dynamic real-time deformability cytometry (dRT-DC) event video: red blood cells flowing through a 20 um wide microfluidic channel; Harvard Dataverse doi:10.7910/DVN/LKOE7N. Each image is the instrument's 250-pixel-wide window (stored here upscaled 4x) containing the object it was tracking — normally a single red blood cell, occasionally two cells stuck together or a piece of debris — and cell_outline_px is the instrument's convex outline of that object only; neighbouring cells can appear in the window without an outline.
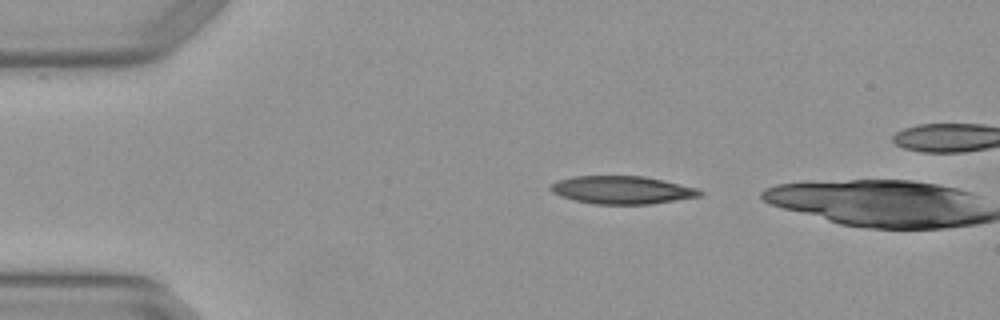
{"species": "Egyptian fruit bat (a non-hibernating species)", "species_latin": "Rousettus aegyptiacus", "temperature_condition": "warm", "stored_images_in_passage": 2, "camera_frame_rate_fps": 3000, "um_per_image_px": 0.085, "animal": {"sex": "female"}, "frame": {"image": 1, "passage_image": 1, "time_ms": 0.0, "image_size_px": [1000, 320], "cell_outline_px": [[704, 196], [652, 204], [592, 204], [576, 200], [552, 192], [548, 188], [556, 180], [572, 176], [644, 176], [664, 180], [696, 188], [704, 192]], "centroid_in_image_um": [52.91, 16.14], "position_along_channel_um": 32.1, "area_um2": 24.39}}